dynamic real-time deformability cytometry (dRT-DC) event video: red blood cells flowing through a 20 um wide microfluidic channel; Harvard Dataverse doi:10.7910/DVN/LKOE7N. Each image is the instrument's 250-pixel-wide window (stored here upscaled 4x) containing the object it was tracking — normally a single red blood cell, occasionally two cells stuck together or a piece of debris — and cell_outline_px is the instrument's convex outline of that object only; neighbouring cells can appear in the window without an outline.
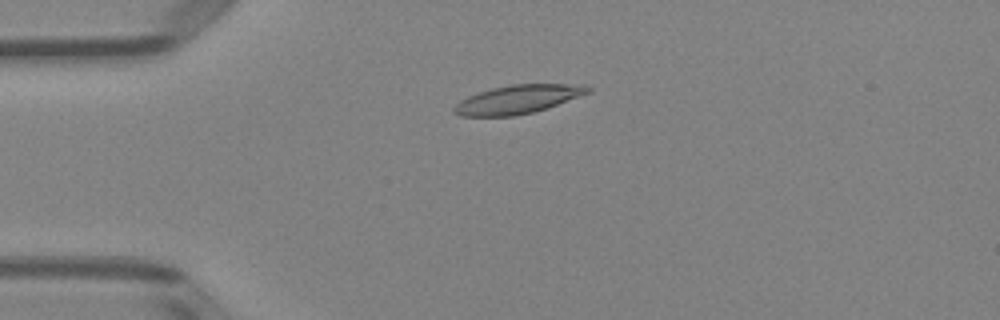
{"species": "Egyptian fruit bat (a non-hibernating species)", "species_latin": "Rousettus aegyptiacus", "temperature_condition": "room temperature", "stored_images_in_passage": 43, "camera_frame_rate_fps": 3000, "um_per_image_px": 0.085, "animal": {"sex": "female"}, "frame": {"image": 1, "passage_image": 4, "time_ms": 1.0, "image_size_px": [1000, 320], "cell_outline_px": [[592, 92], [548, 108], [532, 112], [512, 116], [460, 116], [452, 112], [452, 108], [460, 100], [468, 96], [492, 88], [512, 84], [588, 84], [592, 88]], "centroid_in_image_um": [44.06, 8.44], "position_along_channel_um": 40.9, "area_um2": 22.48}}
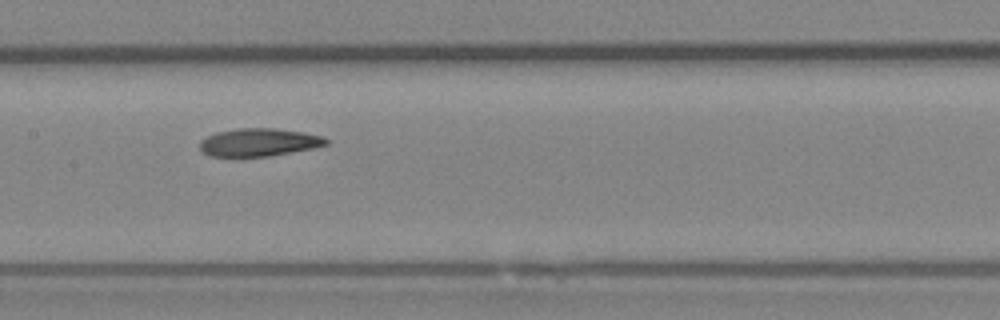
{"frame": {"image": 2, "passage_image": 17, "time_ms": 5.333, "image_size_px": [1000, 320], "cell_outline_px": [[328, 144], [312, 148], [268, 156], [212, 156], [204, 152], [200, 148], [200, 140], [216, 132], [236, 128], [276, 128], [304, 132], [320, 136], [328, 140]], "centroid_in_image_um": [21.99, 12.08], "position_along_channel_um": 185.4, "area_um2": 20.29}}
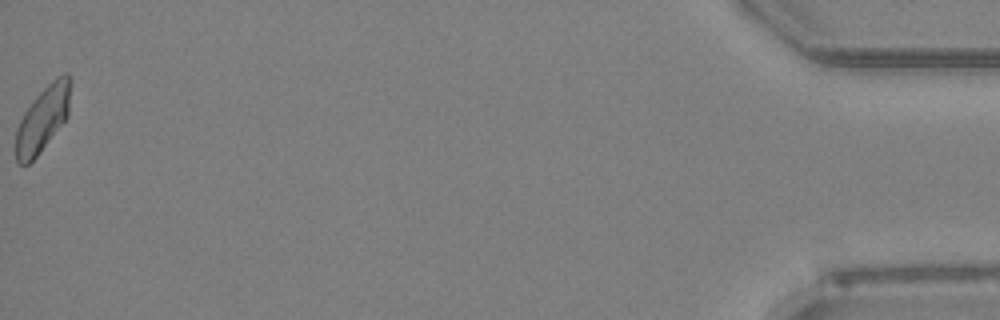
{"frame": {"image": 3, "passage_image": 43, "time_ms": 14.0, "image_size_px": [1000, 320], "cell_outline_px": [[72, 80], [68, 116], [36, 156], [28, 164], [20, 164], [16, 160], [16, 128], [24, 112], [36, 96], [56, 76], [64, 72], [68, 72], [72, 76]], "centroid_in_image_um": [3.67, 10.03], "position_along_channel_um": 431.5, "area_um2": 20.81}, "authors_computed_cell_mechanics": {"area_um2": 21.097, "velocity_mm_per_s": 3.9725, "shape_relaxation_time_tau1_ms": 3.8394, "shape_relaxation_time_tau2_ms": 2.9949, "deformation_change_tau1": 0.1312, "deformation_change_tau2": 0.0966}}